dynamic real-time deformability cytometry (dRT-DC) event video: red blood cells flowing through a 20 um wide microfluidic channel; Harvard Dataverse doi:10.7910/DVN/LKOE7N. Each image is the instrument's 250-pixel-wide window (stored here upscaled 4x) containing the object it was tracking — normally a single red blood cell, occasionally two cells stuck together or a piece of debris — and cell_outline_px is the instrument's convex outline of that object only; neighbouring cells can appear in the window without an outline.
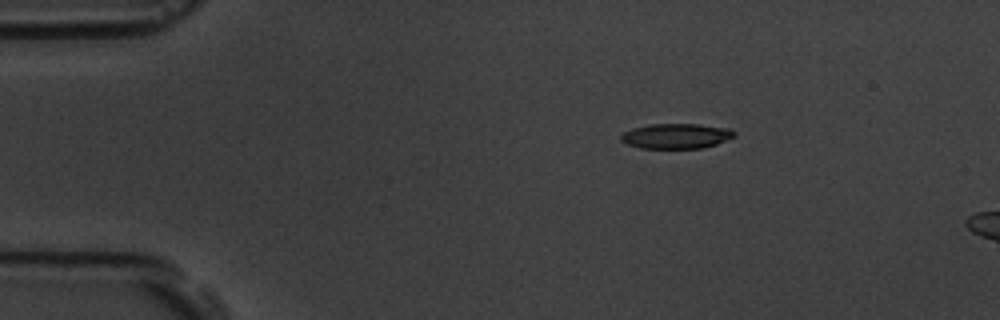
{"species": "common noctule bat (a hibernating species)", "species_latin": "Nyctalus noctula", "temperature_condition": "room temperature", "stored_images_in_passage": 3, "camera_frame_rate_fps": 3000, "um_per_image_px": 0.085, "animal": {"sex": "male", "body_mass_g": 19.5, "forearm_length_mm": 54.6}, "frame": {"image": 1, "passage_image": 1, "time_ms": 0.0, "image_size_px": [1000, 320], "cell_outline_px": [[736, 136], [716, 144], [704, 148], [640, 148], [628, 144], [620, 140], [620, 136], [624, 132], [632, 128], [648, 124], [700, 124], [732, 128], [736, 132]], "centroid_in_image_um": [57.51, 11.55], "position_along_channel_um": 27.5, "area_um2": 16.76}}